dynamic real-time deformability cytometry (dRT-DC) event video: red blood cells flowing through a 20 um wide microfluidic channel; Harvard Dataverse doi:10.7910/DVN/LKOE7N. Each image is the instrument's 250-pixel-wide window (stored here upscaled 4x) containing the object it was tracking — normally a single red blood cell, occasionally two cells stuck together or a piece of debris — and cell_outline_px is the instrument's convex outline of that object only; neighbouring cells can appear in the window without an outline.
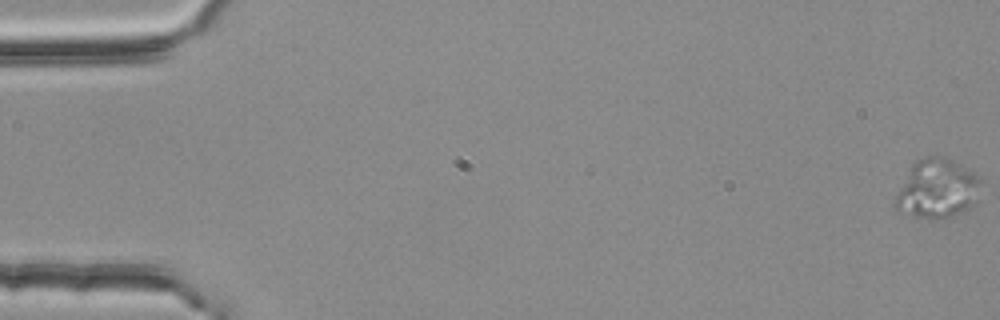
{"species": "common noctule bat (a hibernating species)", "species_latin": "Nyctalus noctula", "temperature_condition": "room temperature", "stored_images_in_passage": 19, "camera_frame_rate_fps": 3000, "um_per_image_px": 0.085, "animal": {"sex": "female", "body_mass_g": 25.1}, "frame": {"image": 1, "passage_image": 1, "time_ms": 0.0, "image_size_px": [1000, 320], "cell_outline_px": [[980, 180], [976, 204], [952, 216], [936, 220], [928, 220], [912, 216], [900, 212], [892, 208], [892, 204], [912, 164], [916, 160], [924, 156], [940, 156], [952, 160], [960, 164], [972, 172]], "centroid_in_image_um": [79.62, 16.08], "position_along_channel_um": 5.4, "area_um2": 29.54}}
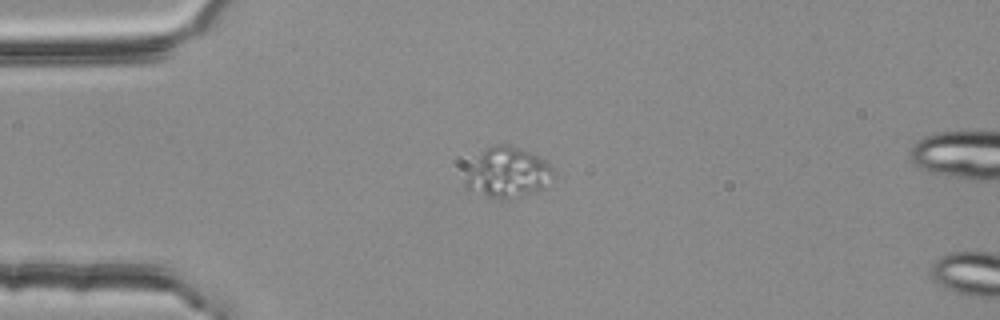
{"frame": {"image": 2, "passage_image": 15, "time_ms": 4.667, "image_size_px": [1000, 320], "cell_outline_px": [[552, 172], [540, 188], [520, 196], [488, 196], [468, 192], [464, 184], [468, 176], [480, 156], [488, 148], [496, 144], [508, 144], [536, 156], [544, 160], [552, 168]], "centroid_in_image_um": [43.11, 14.66], "position_along_channel_um": 41.9, "area_um2": 23.87}}